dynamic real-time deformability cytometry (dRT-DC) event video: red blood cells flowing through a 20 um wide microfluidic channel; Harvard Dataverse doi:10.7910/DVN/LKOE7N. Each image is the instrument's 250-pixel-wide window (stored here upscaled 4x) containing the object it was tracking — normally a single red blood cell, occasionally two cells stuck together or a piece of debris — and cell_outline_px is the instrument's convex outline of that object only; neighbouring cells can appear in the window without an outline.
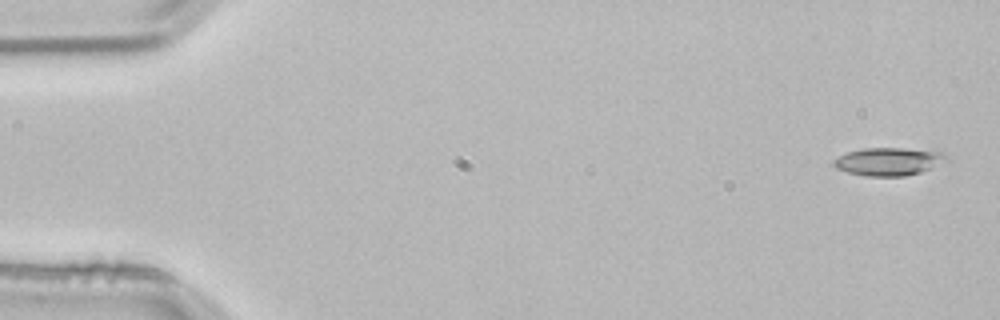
{"species": "common noctule bat (a hibernating species)", "species_latin": "Nyctalus noctula", "temperature_condition": "room temperature", "stored_images_in_passage": 4, "camera_frame_rate_fps": 3000, "um_per_image_px": 0.085, "animal": {"sex": "male", "body_mass_g": 21.5, "forearm_length_mm": 52.0}, "frame": {"image": 1, "passage_image": 4, "time_ms": 1.0, "image_size_px": [1000, 320], "cell_outline_px": [[952, 160], [932, 168], [920, 172], [904, 176], [864, 176], [848, 172], [836, 168], [832, 164], [832, 160], [848, 152], [864, 148], [904, 148], [940, 152], [948, 156]], "centroid_in_image_um": [75.57, 13.73], "position_along_channel_um": 9.4, "area_um2": 18.44}}